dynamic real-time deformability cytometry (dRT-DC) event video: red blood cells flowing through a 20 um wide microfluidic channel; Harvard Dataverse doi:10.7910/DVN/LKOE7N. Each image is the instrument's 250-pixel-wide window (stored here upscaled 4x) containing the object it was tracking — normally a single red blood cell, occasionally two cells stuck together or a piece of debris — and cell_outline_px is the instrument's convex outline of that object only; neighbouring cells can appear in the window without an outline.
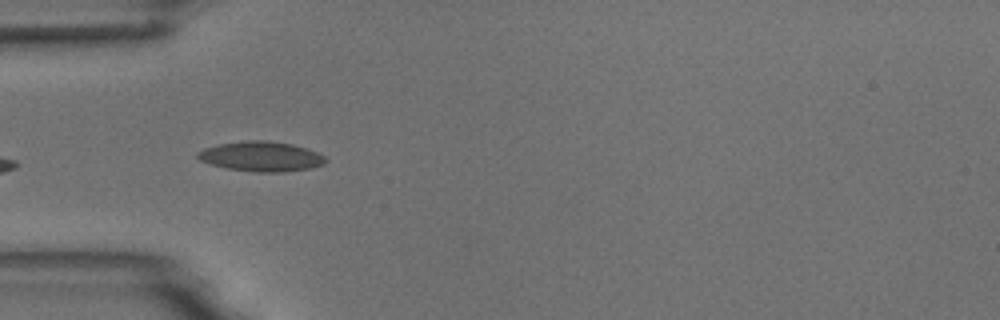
{"species": "common noctule bat (a hibernating species)", "species_latin": "Nyctalus noctula", "temperature_condition": "room temperature", "stored_images_in_passage": 7, "camera_frame_rate_fps": 3000, "um_per_image_px": 0.085, "animal": {"sex": "male", "body_mass_g": 18.8}, "frame": {"image": 1, "passage_image": 3, "time_ms": 2.333, "image_size_px": [1000, 320], "cell_outline_px": [[328, 160], [324, 164], [312, 168], [284, 172], [256, 172], [228, 168], [212, 164], [200, 160], [196, 156], [196, 152], [204, 148], [220, 144], [248, 140], [264, 140], [292, 144], [308, 148], [324, 156]], "centroid_in_image_um": [22.23, 13.3], "position_along_channel_um": 62.8, "area_um2": 22.25}}
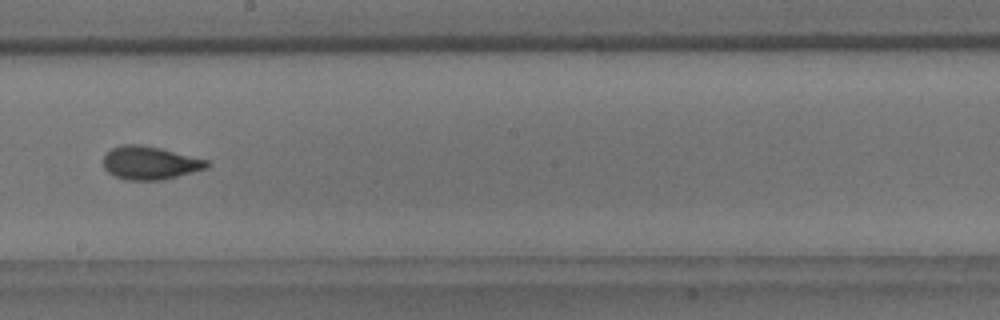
{"frame": {"image": 2, "passage_image": 7, "time_ms": 7.0, "image_size_px": [1000, 320], "cell_outline_px": [[212, 164], [208, 168], [164, 180], [124, 180], [108, 172], [104, 168], [104, 156], [112, 148], [120, 144], [140, 144], [160, 148], [208, 160]], "centroid_in_image_um": [12.77, 13.85], "position_along_channel_um": 235.4, "area_um2": 20.17}}